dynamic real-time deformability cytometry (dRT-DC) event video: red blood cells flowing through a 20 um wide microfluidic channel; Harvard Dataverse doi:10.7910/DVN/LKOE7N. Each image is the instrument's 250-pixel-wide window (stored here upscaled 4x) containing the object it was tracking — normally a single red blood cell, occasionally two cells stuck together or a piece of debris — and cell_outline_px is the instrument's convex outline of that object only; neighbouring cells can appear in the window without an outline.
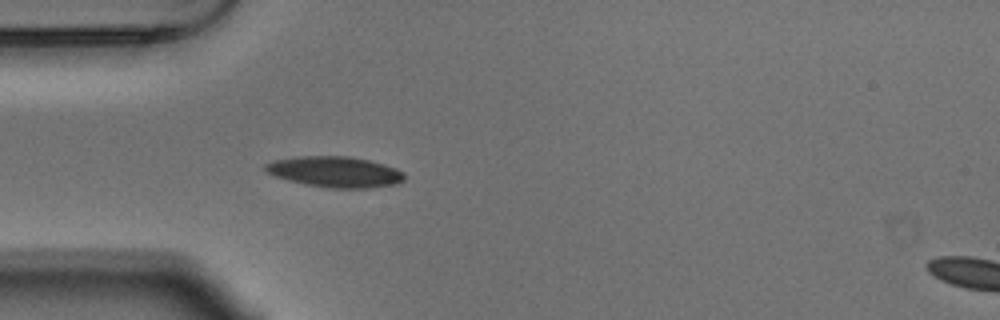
{"species": "Egyptian fruit bat (a non-hibernating species)", "species_latin": "Rousettus aegyptiacus", "temperature_condition": "warm", "stored_images_in_passage": 40, "camera_frame_rate_fps": 3000, "um_per_image_px": 0.085, "animal": {"sex": "male"}, "frame": {"image": 1, "passage_image": 1, "time_ms": 0.0, "image_size_px": [1000, 320], "cell_outline_px": [[404, 180], [396, 184], [368, 188], [328, 188], [304, 184], [288, 180], [264, 172], [264, 164], [276, 160], [296, 156], [348, 156], [368, 160], [384, 164], [396, 168], [404, 172]], "centroid_in_image_um": [28.46, 14.61], "position_along_channel_um": 56.5, "area_um2": 25.03}}
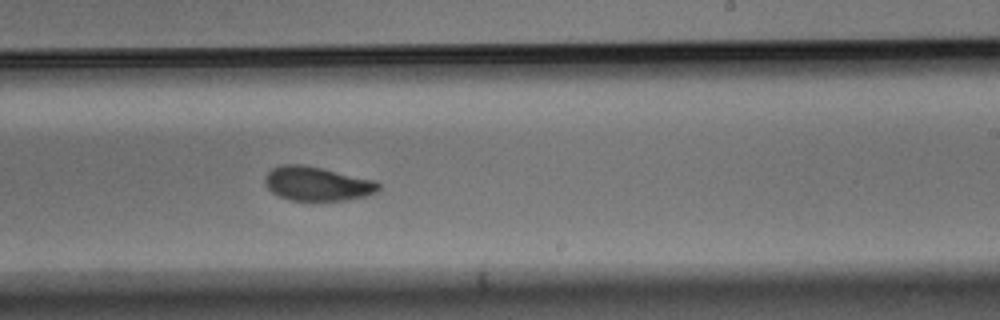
{"frame": {"image": 2, "passage_image": 18, "time_ms": 5.667, "image_size_px": [1000, 320], "cell_outline_px": [[380, 188], [376, 192], [368, 196], [344, 200], [292, 200], [280, 196], [272, 192], [264, 184], [264, 176], [272, 168], [280, 164], [304, 164], [376, 180], [380, 184]], "centroid_in_image_um": [26.96, 15.6], "position_along_channel_um": 262.0, "area_um2": 22.72}}
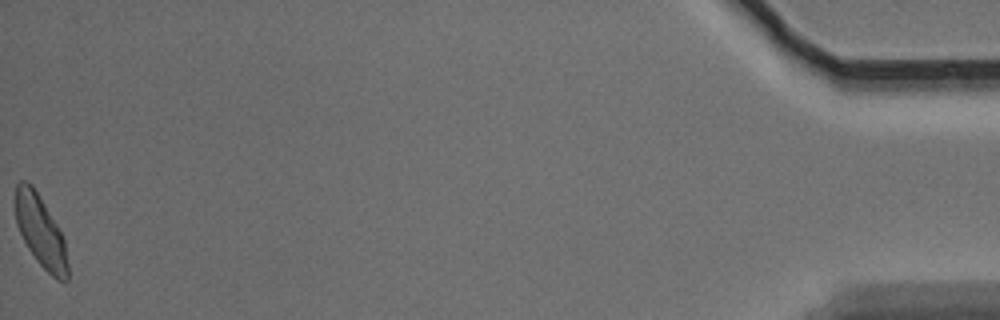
{"frame": {"image": 3, "passage_image": 40, "time_ms": 13.0, "image_size_px": [1000, 320], "cell_outline_px": [[68, 280], [56, 280], [36, 260], [28, 248], [16, 224], [16, 184], [20, 180], [28, 180], [32, 184], [64, 236], [68, 264]], "centroid_in_image_um": [3.46, 19.66], "position_along_channel_um": 431.7, "area_um2": 21.73}, "authors_computed_cell_mechanics": {"area_um2": 23.0622, "velocity_mm_per_s": 3.6879, "shape_relaxation_time_tau1_ms": 4.1318, "shape_relaxation_time_tau2_ms": 2.9978, "deformation_change_tau1": 0.1348, "deformation_change_tau2": 0.0839}}